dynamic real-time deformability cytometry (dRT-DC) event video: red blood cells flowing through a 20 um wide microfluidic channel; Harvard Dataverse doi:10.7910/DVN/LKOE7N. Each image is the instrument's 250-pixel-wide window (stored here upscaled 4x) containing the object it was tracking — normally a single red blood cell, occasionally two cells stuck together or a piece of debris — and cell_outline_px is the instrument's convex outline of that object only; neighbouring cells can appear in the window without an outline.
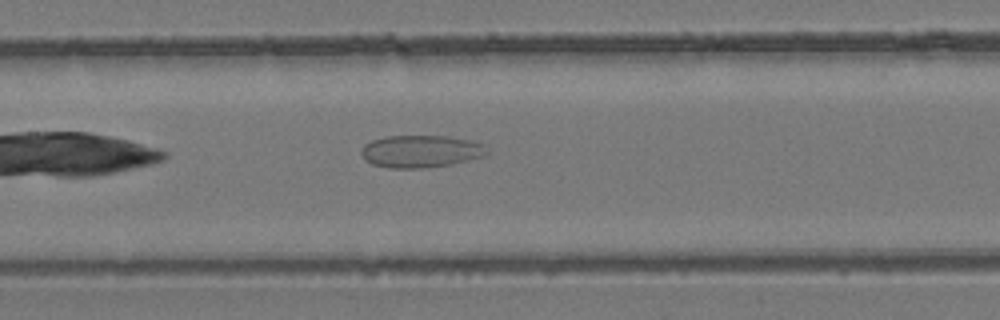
{"species": "common noctule bat (a hibernating species)", "species_latin": "Nyctalus noctula", "temperature_condition": "room temperature", "stored_images_in_passage": 35, "camera_frame_rate_fps": 3000, "um_per_image_px": 0.085, "animal": {"sex": "female", "body_mass_g": 24.6, "forearm_length_mm": 56.2}, "frame": {"image": 1, "passage_image": 9, "time_ms": 2.667, "image_size_px": [1000, 320], "cell_outline_px": [[488, 152], [484, 156], [452, 164], [424, 168], [392, 168], [372, 164], [364, 160], [360, 152], [364, 144], [372, 140], [384, 136], [448, 136], [472, 140], [484, 144]], "centroid_in_image_um": [35.76, 12.86], "position_along_channel_um": 171.6, "area_um2": 23.87}}
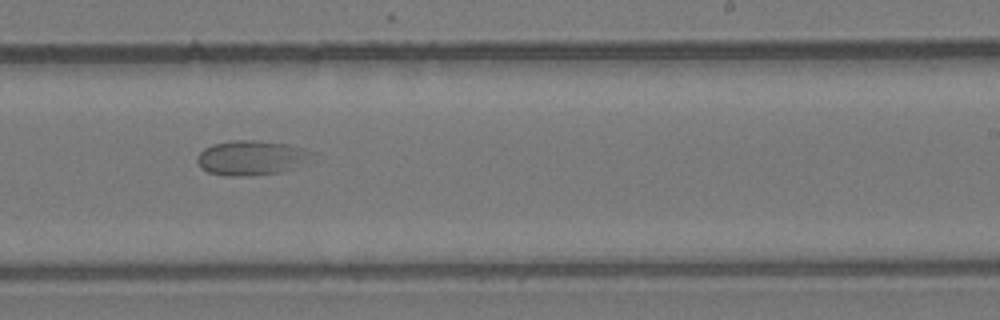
{"frame": {"image": 2, "passage_image": 16, "time_ms": 5.0, "image_size_px": [1000, 320], "cell_outline_px": [[316, 152], [292, 168], [280, 172], [248, 176], [224, 176], [208, 172], [200, 168], [196, 160], [196, 156], [204, 148], [212, 144], [232, 140], [252, 140], [288, 144], [304, 148]], "centroid_in_image_um": [21.28, 13.41], "position_along_channel_um": 267.7, "area_um2": 23.12}}
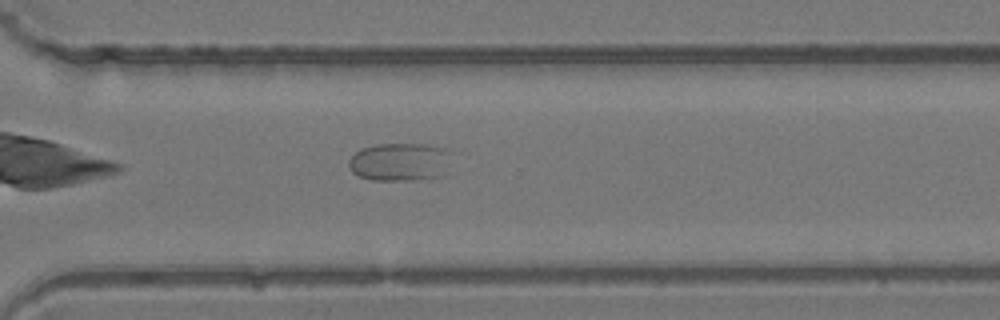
{"frame": {"image": 3, "passage_image": 21, "time_ms": 6.667, "image_size_px": [1000, 320], "cell_outline_px": [[448, 152], [444, 176], [412, 180], [368, 180], [352, 172], [348, 168], [348, 160], [360, 148], [376, 144], [424, 144], [444, 148]], "centroid_in_image_um": [33.91, 13.77], "position_along_channel_um": 336.7, "area_um2": 22.77}}